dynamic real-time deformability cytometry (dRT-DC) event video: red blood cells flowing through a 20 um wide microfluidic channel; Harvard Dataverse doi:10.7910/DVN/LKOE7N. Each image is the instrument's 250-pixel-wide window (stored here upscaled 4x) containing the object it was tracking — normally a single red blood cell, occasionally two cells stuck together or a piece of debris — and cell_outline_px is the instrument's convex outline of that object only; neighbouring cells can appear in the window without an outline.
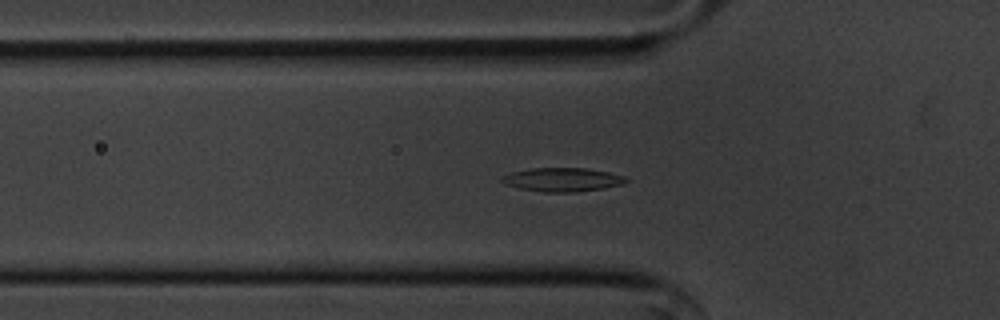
{"species": "common noctule bat (a hibernating species)", "species_latin": "Nyctalus noctula", "temperature_condition": "cold", "stored_images_in_passage": 55, "camera_frame_rate_fps": 3000, "um_per_image_px": 0.085, "animal": {"sex": "male", "body_mass_g": 20.1, "forearm_length_mm": 53.5}, "frame": {"image": 1, "passage_image": 18, "time_ms": 5.667, "image_size_px": [1000, 320], "cell_outline_px": [[628, 180], [624, 184], [604, 188], [576, 192], [544, 192], [520, 188], [504, 184], [500, 180], [500, 176], [512, 172], [532, 168], [588, 168], [608, 172], [624, 176]], "centroid_in_image_um": [47.8, 15.27], "position_along_channel_um": 78.0, "area_um2": 17.22}}
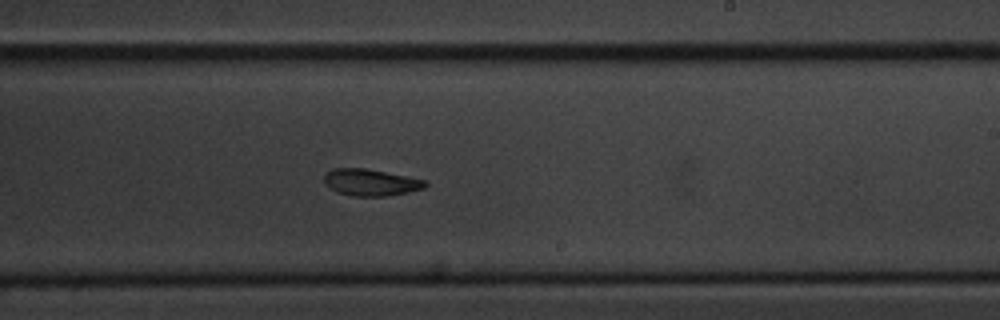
{"frame": {"image": 2, "passage_image": 33, "time_ms": 10.667, "image_size_px": [1000, 320], "cell_outline_px": [[428, 184], [424, 188], [408, 192], [388, 196], [352, 196], [336, 192], [324, 184], [324, 176], [332, 168], [364, 168], [408, 176], [428, 180]], "centroid_in_image_um": [31.52, 15.5], "position_along_channel_um": 257.5, "area_um2": 15.9}}
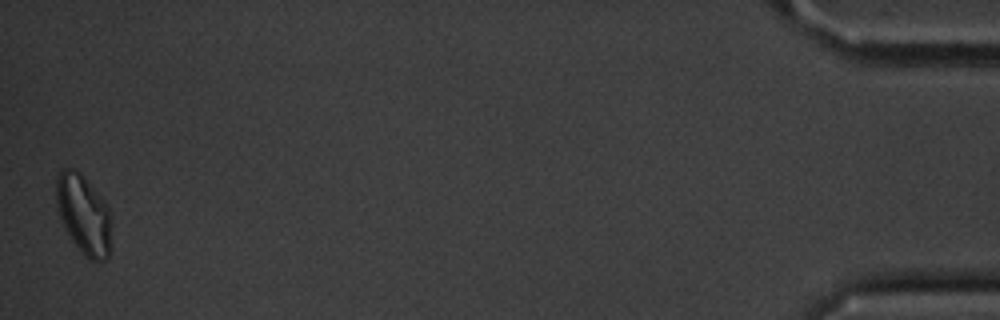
{"frame": {"image": 3, "passage_image": 55, "time_ms": 18.0, "image_size_px": [1000, 320], "cell_outline_px": [[112, 220], [108, 260], [92, 260], [84, 256], [72, 240], [64, 228], [56, 208], [56, 176], [64, 168], [72, 168], [80, 172], [108, 204], [112, 212]], "centroid_in_image_um": [7.13, 18.22], "position_along_channel_um": 428.1, "area_um2": 26.01}, "authors_computed_cell_mechanics": {"area_um2": 16.6464, "velocity_mm_per_s": 3.5754, "shape_relaxation_time_tau1_ms": 5.5672, "shape_relaxation_time_tau2_ms": 8.1404, "deformation_change_tau1": 0.138, "deformation_change_tau2": 0.1508}}